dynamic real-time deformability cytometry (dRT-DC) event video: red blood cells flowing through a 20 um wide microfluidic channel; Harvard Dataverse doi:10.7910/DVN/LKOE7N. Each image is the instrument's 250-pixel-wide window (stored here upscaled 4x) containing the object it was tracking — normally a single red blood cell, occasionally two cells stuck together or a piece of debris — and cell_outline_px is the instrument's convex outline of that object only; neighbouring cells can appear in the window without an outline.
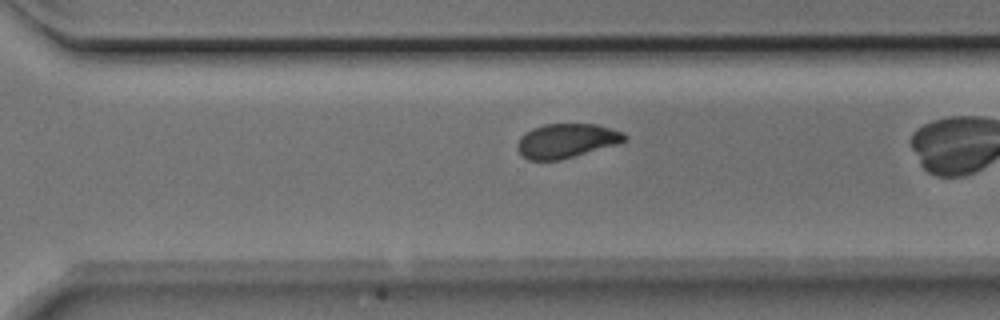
{"species": "Egyptian fruit bat (a non-hibernating species)", "species_latin": "Rousettus aegyptiacus", "temperature_condition": "room temperature", "stored_images_in_passage": 32, "camera_frame_rate_fps": 3000, "um_per_image_px": 0.085, "animal": {"sex": "male"}, "frame": {"image": 1, "passage_image": 28, "time_ms": 9.0, "image_size_px": [1000, 320], "cell_outline_px": [[628, 140], [620, 144], [560, 160], [528, 160], [516, 148], [516, 144], [520, 136], [524, 132], [532, 128], [544, 124], [596, 124], [624, 132], [628, 136]], "centroid_in_image_um": [48.18, 11.96], "position_along_channel_um": 322.4, "area_um2": 21.73}}